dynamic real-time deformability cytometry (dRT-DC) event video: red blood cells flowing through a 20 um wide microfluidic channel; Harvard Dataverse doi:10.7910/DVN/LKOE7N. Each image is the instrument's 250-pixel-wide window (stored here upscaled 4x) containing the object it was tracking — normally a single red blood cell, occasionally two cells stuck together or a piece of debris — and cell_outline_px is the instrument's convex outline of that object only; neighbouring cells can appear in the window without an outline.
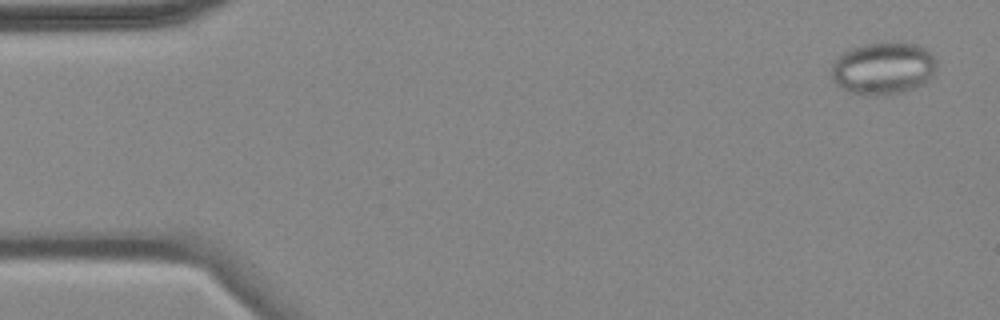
{"species": "common noctule bat (a hibernating species)", "species_latin": "Nyctalus noctula", "temperature_condition": "cold", "stored_images_in_passage": 5, "camera_frame_rate_fps": 3000, "um_per_image_px": 0.085, "animal": {"sex": "female", "body_mass_g": 18.4}, "frame": {"image": 1, "passage_image": 1, "time_ms": 0.0, "image_size_px": [1000, 320], "cell_outline_px": [[936, 64], [932, 76], [928, 80], [904, 92], [888, 96], [868, 96], [848, 92], [836, 84], [832, 80], [832, 64], [844, 52], [852, 48], [864, 44], [916, 44], [924, 48], [932, 56]], "centroid_in_image_um": [75.03, 5.86], "position_along_channel_um": 10.0, "area_um2": 31.67}}